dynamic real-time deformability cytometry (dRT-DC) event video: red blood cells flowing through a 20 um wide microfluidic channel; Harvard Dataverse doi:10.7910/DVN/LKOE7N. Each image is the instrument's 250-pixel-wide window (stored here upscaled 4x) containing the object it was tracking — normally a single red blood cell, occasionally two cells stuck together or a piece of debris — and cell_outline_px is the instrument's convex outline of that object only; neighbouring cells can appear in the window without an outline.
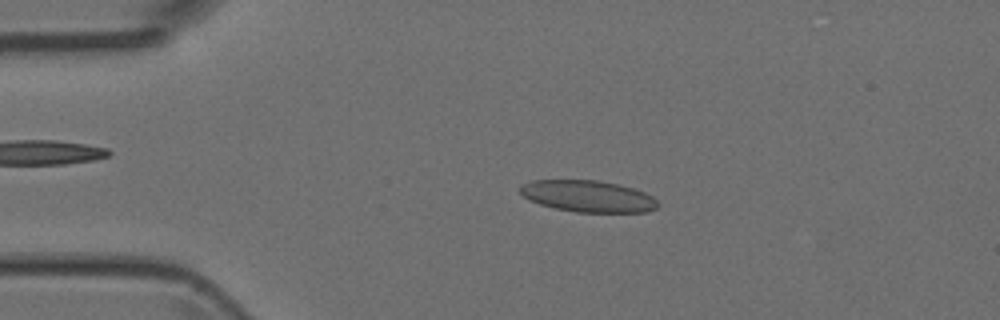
{"species": "Egyptian fruit bat (a non-hibernating species)", "species_latin": "Rousettus aegyptiacus", "temperature_condition": "room temperature", "stored_images_in_passage": 50, "camera_frame_rate_fps": 3000, "um_per_image_px": 0.085, "animal": {"sex": "female"}, "frame": {"image": 1, "passage_image": 10, "time_ms": 3.0, "image_size_px": [1000, 320], "cell_outline_px": [[660, 204], [656, 208], [648, 212], [576, 212], [556, 208], [540, 204], [524, 196], [520, 192], [520, 184], [532, 180], [600, 180], [632, 188], [644, 192], [652, 196]], "centroid_in_image_um": [49.99, 16.67], "position_along_channel_um": 35.0, "area_um2": 25.26}}
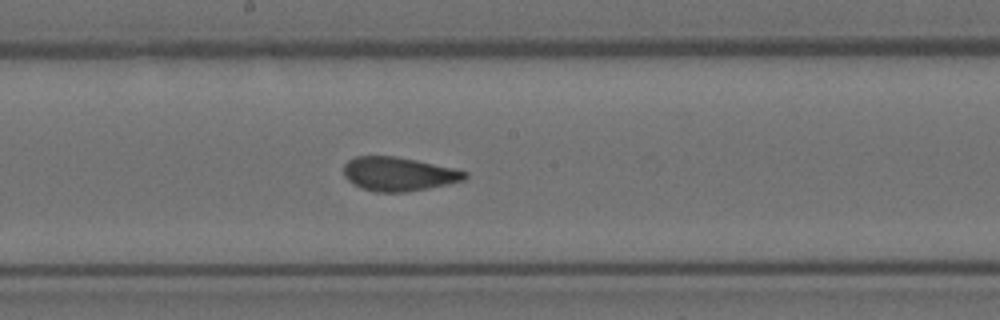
{"frame": {"image": 2, "passage_image": 26, "time_ms": 8.333, "image_size_px": [1000, 320], "cell_outline_px": [[468, 176], [464, 180], [448, 184], [428, 188], [404, 192], [376, 192], [360, 188], [352, 184], [344, 176], [344, 164], [348, 160], [356, 156], [392, 156], [416, 160], [456, 168], [468, 172]], "centroid_in_image_um": [33.88, 14.79], "position_along_channel_um": 214.3, "area_um2": 24.04}}
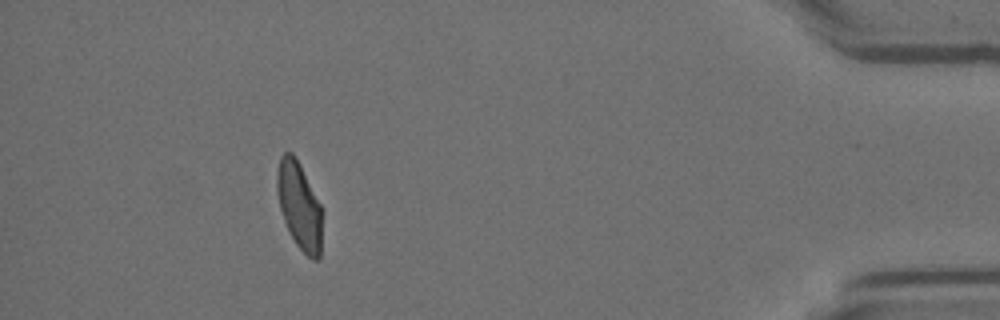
{"frame": {"image": 3, "passage_image": 45, "time_ms": 14.667, "image_size_px": [1000, 320], "cell_outline_px": [[320, 260], [312, 260], [296, 244], [284, 220], [280, 208], [276, 188], [276, 172], [280, 156], [284, 152], [292, 152], [296, 156], [320, 204]], "centroid_in_image_um": [25.4, 17.43], "position_along_channel_um": 409.8, "area_um2": 22.54}}